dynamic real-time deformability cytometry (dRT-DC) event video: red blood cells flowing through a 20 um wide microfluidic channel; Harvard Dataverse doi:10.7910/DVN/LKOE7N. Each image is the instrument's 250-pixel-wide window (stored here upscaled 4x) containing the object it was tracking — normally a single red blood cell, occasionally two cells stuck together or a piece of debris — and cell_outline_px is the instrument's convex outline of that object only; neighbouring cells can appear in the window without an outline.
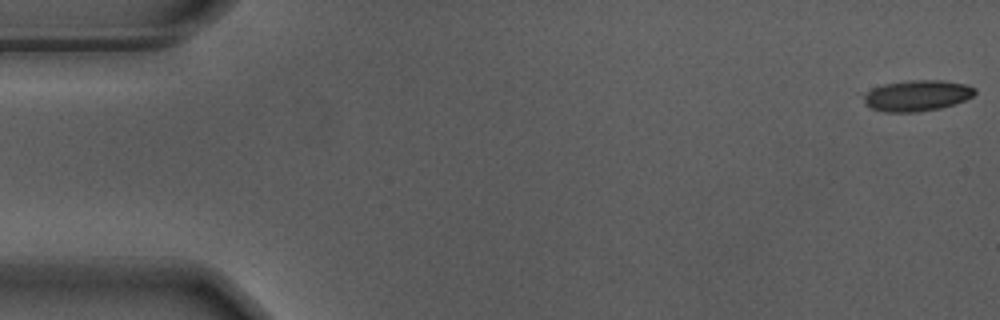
{"species": "Egyptian fruit bat (a non-hibernating species)", "species_latin": "Rousettus aegyptiacus", "temperature_condition": "warm", "stored_images_in_passage": 16, "camera_frame_rate_fps": 3000, "um_per_image_px": 0.085, "animal": {"sex": "male"}, "frame": {"image": 1, "passage_image": 1, "time_ms": 0.0, "image_size_px": [1000, 320], "cell_outline_px": [[976, 92], [972, 96], [964, 100], [940, 108], [916, 112], [884, 112], [872, 108], [864, 104], [864, 96], [872, 88], [884, 84], [912, 80], [944, 80], [968, 84], [976, 88]], "centroid_in_image_um": [77.96, 8.12], "position_along_channel_um": 7.0, "area_um2": 20.0}}
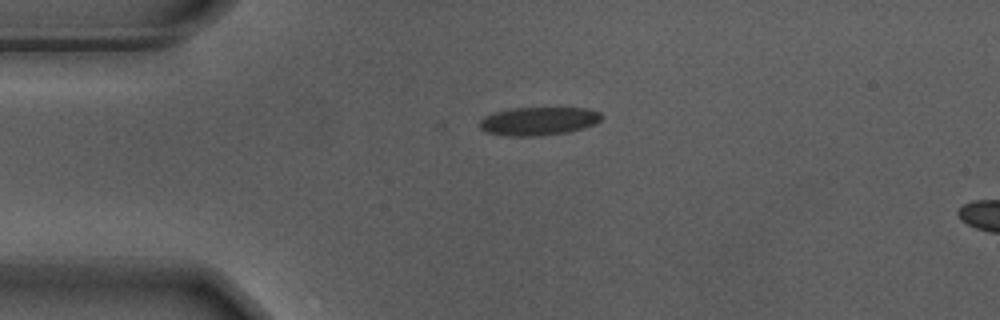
{"frame": {"image": 2, "passage_image": 13, "time_ms": 4.0, "image_size_px": [1000, 320], "cell_outline_px": [[604, 116], [596, 124], [584, 128], [568, 132], [540, 136], [508, 136], [488, 132], [480, 128], [480, 120], [484, 116], [492, 112], [512, 108], [588, 108], [600, 112]], "centroid_in_image_um": [45.8, 10.29], "position_along_channel_um": 39.2, "area_um2": 20.29}}